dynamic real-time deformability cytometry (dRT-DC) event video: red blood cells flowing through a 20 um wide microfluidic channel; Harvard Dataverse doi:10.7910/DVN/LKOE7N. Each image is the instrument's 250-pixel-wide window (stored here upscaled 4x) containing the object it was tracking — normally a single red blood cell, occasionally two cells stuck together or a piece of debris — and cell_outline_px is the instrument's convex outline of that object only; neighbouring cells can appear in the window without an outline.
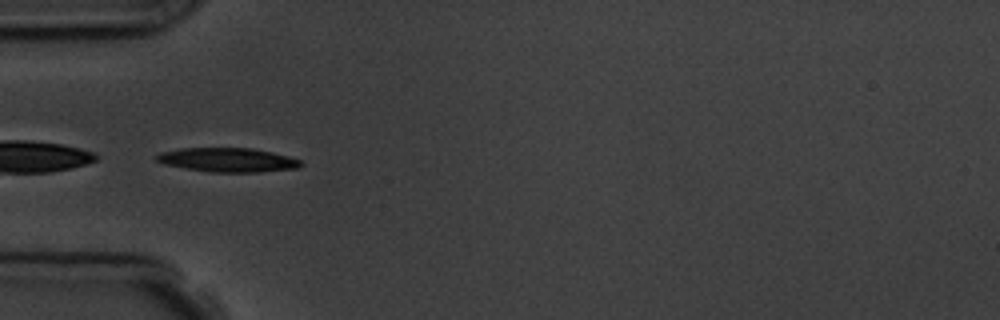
{"species": "common noctule bat (a hibernating species)", "species_latin": "Nyctalus noctula", "temperature_condition": "room temperature", "stored_images_in_passage": 6, "camera_frame_rate_fps": 3000, "um_per_image_px": 0.085, "animal": {"sex": "male", "body_mass_g": 19.5, "forearm_length_mm": 54.6}, "frame": {"image": 1, "passage_image": 4, "time_ms": 3.333, "image_size_px": [1000, 320], "cell_outline_px": [[304, 164], [300, 168], [260, 172], [208, 172], [164, 164], [156, 160], [152, 156], [160, 152], [180, 148], [252, 148], [272, 152], [288, 156], [300, 160]], "centroid_in_image_um": [19.35, 13.59], "position_along_channel_um": 65.6, "area_um2": 20.46}}